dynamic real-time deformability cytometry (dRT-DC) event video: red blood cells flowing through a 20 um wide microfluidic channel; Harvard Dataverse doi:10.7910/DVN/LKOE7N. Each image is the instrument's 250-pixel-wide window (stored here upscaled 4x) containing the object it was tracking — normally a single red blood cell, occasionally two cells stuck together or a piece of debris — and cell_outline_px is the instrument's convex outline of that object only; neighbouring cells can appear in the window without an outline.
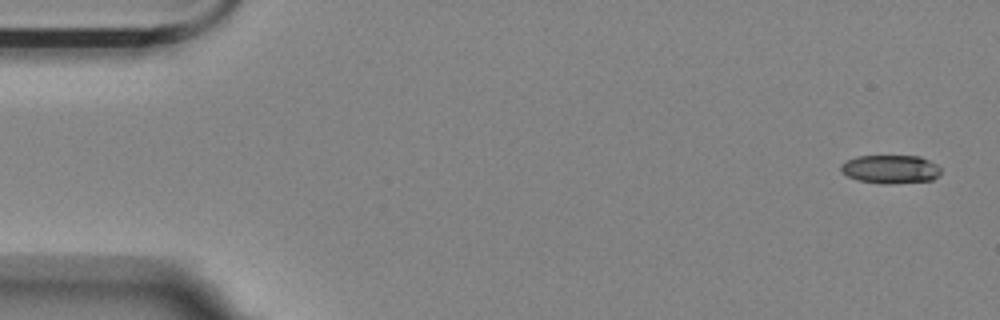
{"species": "Egyptian fruit bat (a non-hibernating species)", "species_latin": "Rousettus aegyptiacus", "temperature_condition": "room temperature", "stored_images_in_passage": 14, "camera_frame_rate_fps": 3000, "um_per_image_px": 0.085, "animal": {"sex": "female"}, "frame": {"image": 1, "passage_image": 1, "time_ms": 0.0, "image_size_px": [1000, 320], "cell_outline_px": [[940, 176], [932, 180], [888, 184], [880, 184], [856, 180], [840, 172], [840, 164], [844, 160], [856, 156], [920, 156], [936, 164], [940, 168]], "centroid_in_image_um": [75.64, 14.38], "position_along_channel_um": 9.4, "area_um2": 16.88}}
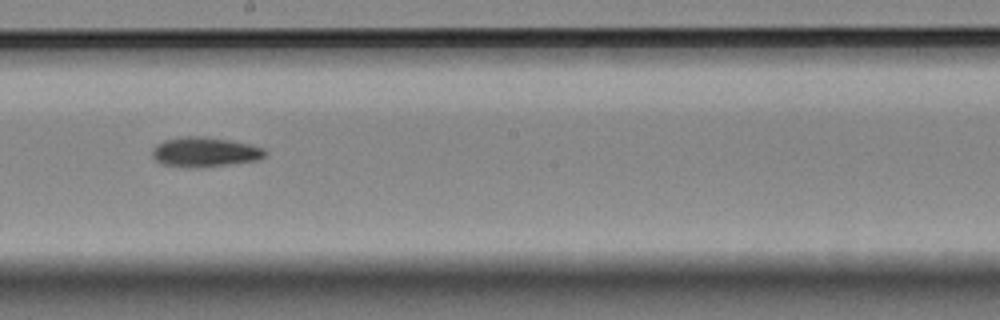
{"frame": {"image": 2, "passage_image": 8, "time_ms": 2.333, "image_size_px": [1000, 320], "cell_outline_px": [[264, 156], [256, 160], [228, 164], [196, 168], [188, 168], [160, 164], [152, 156], [152, 148], [156, 144], [164, 140], [180, 136], [204, 136], [228, 140], [248, 144], [264, 148]], "centroid_in_image_um": [17.32, 12.92], "position_along_channel_um": 230.9, "area_um2": 19.54}}
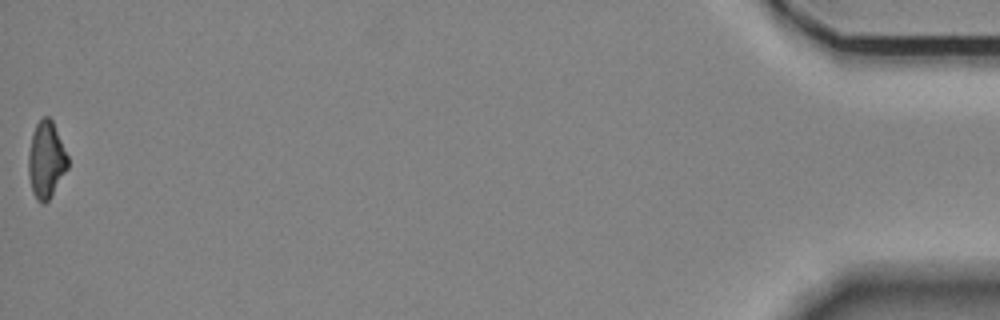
{"frame": {"image": 3, "passage_image": 14, "time_ms": 4.333, "image_size_px": [1000, 320], "cell_outline_px": [[68, 168], [48, 200], [44, 204], [40, 204], [36, 200], [32, 192], [28, 176], [28, 156], [32, 132], [36, 124], [44, 116], [48, 116], [52, 120], [68, 156]], "centroid_in_image_um": [3.9, 13.6], "position_along_channel_um": 431.3, "area_um2": 17.63}}